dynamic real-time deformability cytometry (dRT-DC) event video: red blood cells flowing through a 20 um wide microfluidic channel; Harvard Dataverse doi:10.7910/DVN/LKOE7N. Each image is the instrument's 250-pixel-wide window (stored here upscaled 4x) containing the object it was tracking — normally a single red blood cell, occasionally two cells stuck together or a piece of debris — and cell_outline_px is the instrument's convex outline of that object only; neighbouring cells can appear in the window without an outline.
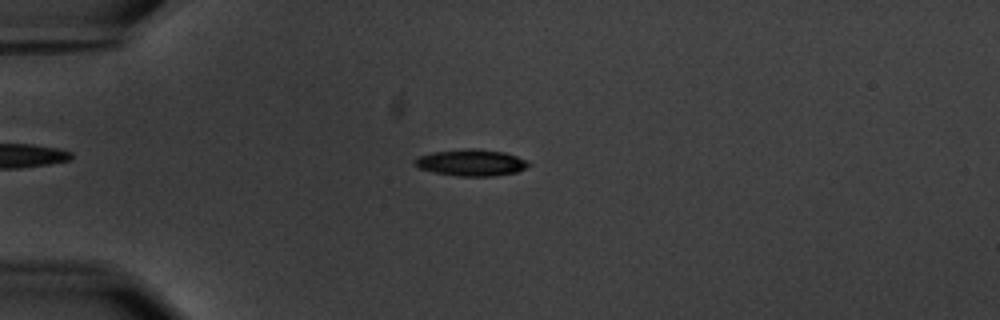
{"species": "common noctule bat (a hibernating species)", "species_latin": "Nyctalus noctula", "temperature_condition": "warm", "stored_images_in_passage": 58, "camera_frame_rate_fps": 3000, "um_per_image_px": 0.085, "animal": {"sex": "male", "body_mass_g": 20.1, "forearm_length_mm": 53.5}, "frame": {"image": 1, "passage_image": 16, "time_ms": 5.0, "image_size_px": [1000, 320], "cell_outline_px": [[528, 164], [524, 168], [516, 172], [492, 176], [460, 176], [436, 172], [420, 168], [412, 164], [412, 160], [420, 156], [432, 152], [468, 148], [476, 148], [504, 152], [516, 156], [524, 160]], "centroid_in_image_um": [39.99, 13.81], "position_along_channel_um": 45.0, "area_um2": 17.34}}
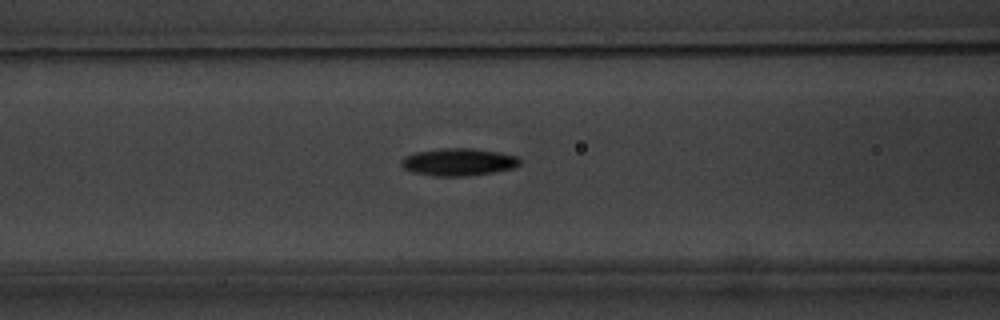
{"frame": {"image": 2, "passage_image": 25, "time_ms": 8.0, "image_size_px": [1000, 320], "cell_outline_px": [[520, 164], [512, 168], [492, 172], [468, 176], [432, 176], [412, 172], [404, 168], [400, 164], [400, 160], [404, 156], [416, 152], [440, 148], [472, 148], [496, 152], [516, 156], [520, 160]], "centroid_in_image_um": [38.91, 13.77], "position_along_channel_um": 127.7, "area_um2": 18.9}}
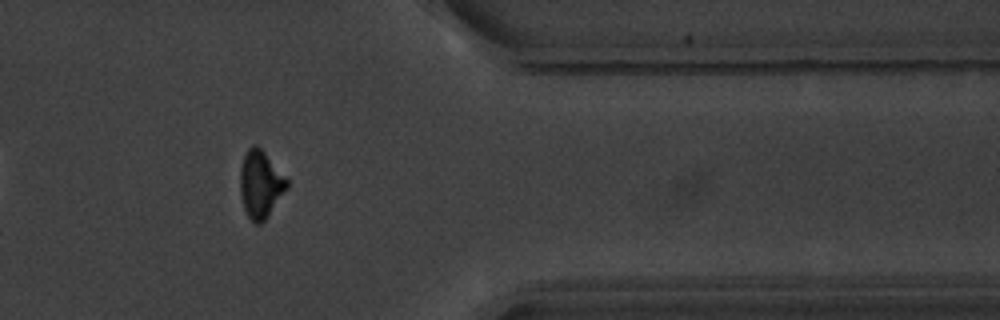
{"frame": {"image": 3, "passage_image": 48, "time_ms": 15.667, "image_size_px": [1000, 320], "cell_outline_px": [[288, 188], [268, 216], [260, 224], [256, 224], [248, 216], [244, 208], [240, 196], [240, 168], [244, 152], [252, 144], [256, 144], [264, 152], [288, 180]], "centroid_in_image_um": [22.12, 15.65], "position_along_channel_um": 389.3, "area_um2": 18.38}, "authors_computed_cell_mechanics": {"area_um2": 17.7446, "velocity_mm_per_s": 3.5929, "shape_relaxation_time_tau1_ms": 2.8362, "shape_relaxation_time_tau2_ms": null, "deformation_change_tau1": 0.1514, "deformation_change_tau2": null}}